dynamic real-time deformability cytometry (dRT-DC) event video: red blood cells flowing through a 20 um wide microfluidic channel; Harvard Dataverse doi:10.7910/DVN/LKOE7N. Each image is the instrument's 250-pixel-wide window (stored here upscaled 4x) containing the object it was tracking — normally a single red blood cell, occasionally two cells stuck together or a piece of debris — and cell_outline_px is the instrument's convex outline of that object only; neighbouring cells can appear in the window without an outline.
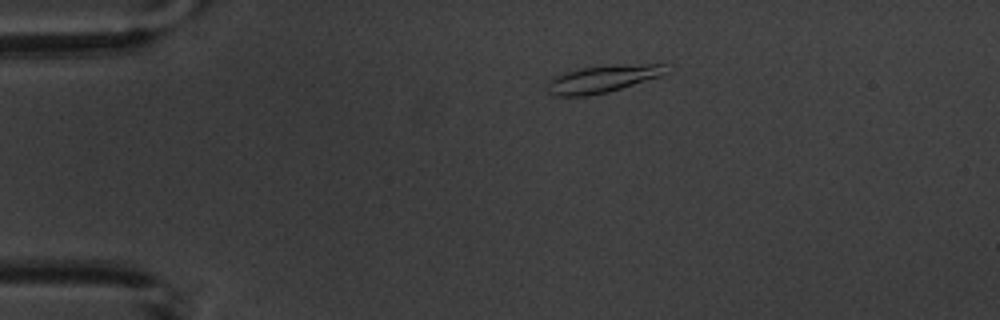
{"species": "common noctule bat (a hibernating species)", "species_latin": "Nyctalus noctula", "temperature_condition": "warm", "stored_images_in_passage": 7, "camera_frame_rate_fps": 3000, "um_per_image_px": 0.085, "animal": {"sex": "male", "body_mass_g": 20.1, "forearm_length_mm": 53.5}, "frame": {"image": 1, "passage_image": 1, "time_ms": 0.0, "image_size_px": [1000, 320], "cell_outline_px": [[672, 64], [660, 76], [608, 92], [588, 96], [552, 96], [548, 92], [548, 80], [556, 76], [580, 68], [612, 64]], "centroid_in_image_um": [51.23, 6.7], "position_along_channel_um": 33.8, "area_um2": 18.9}}
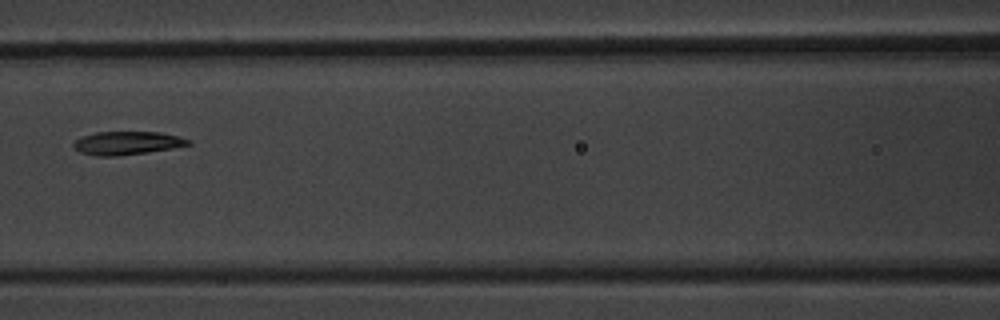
{"frame": {"image": 2, "passage_image": 5, "time_ms": 4.667, "image_size_px": [1000, 320], "cell_outline_px": [[192, 144], [172, 148], [148, 152], [116, 156], [96, 156], [80, 152], [72, 148], [72, 144], [76, 140], [84, 136], [96, 132], [160, 132], [180, 136], [192, 140]], "centroid_in_image_um": [10.82, 12.16], "position_along_channel_um": 155.8, "area_um2": 15.66}}
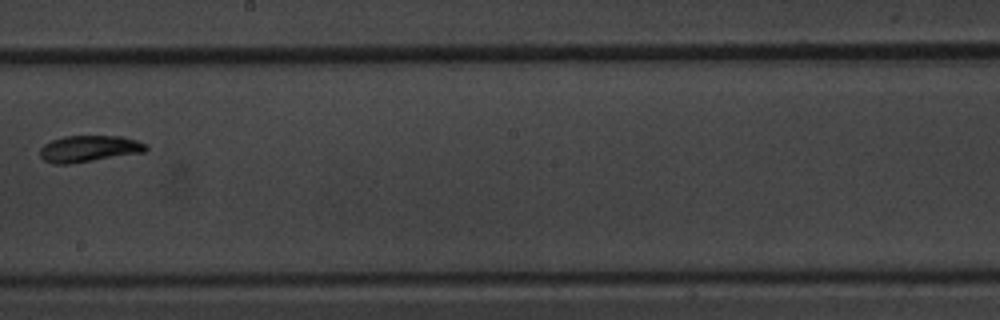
{"frame": {"image": 3, "passage_image": 7, "time_ms": 7.0, "image_size_px": [1000, 320], "cell_outline_px": [[148, 148], [144, 152], [68, 164], [56, 164], [44, 160], [40, 156], [40, 148], [44, 144], [52, 140], [64, 136], [120, 136], [136, 140], [148, 144]], "centroid_in_image_um": [7.56, 12.63], "position_along_channel_um": 240.6, "area_um2": 16.24}}